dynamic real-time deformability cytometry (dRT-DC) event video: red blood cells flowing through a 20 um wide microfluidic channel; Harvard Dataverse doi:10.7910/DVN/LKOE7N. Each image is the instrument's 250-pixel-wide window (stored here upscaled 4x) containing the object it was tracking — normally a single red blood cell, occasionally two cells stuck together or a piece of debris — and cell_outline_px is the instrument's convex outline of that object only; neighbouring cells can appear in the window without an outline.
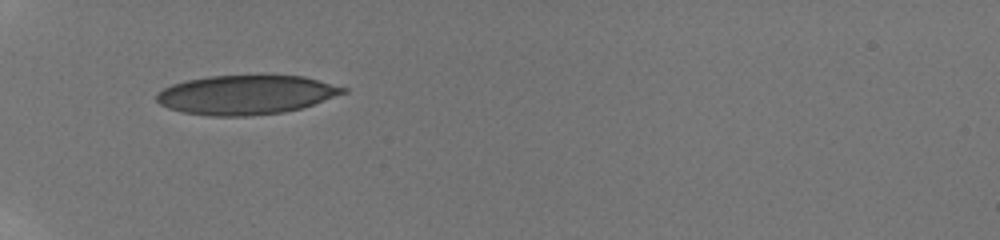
{"species": "human", "species_latin": "Homo sapiens", "temperature_condition": "room temperature", "stored_images_in_passage": 54, "camera_frame_rate_fps": 3000, "um_per_image_px": 0.085, "donor": {"sex": "male"}, "frame": {"image": 1, "passage_image": 1, "time_ms": 0.0, "image_size_px": [1000, 240], "cell_outline_px": [[348, 92], [300, 108], [284, 112], [248, 116], [208, 116], [184, 112], [168, 108], [160, 104], [156, 100], [156, 92], [172, 84], [188, 80], [208, 76], [268, 72], [304, 76], [348, 88]], "centroid_in_image_um": [20.93, 8.01], "position_along_channel_um": 64.1, "area_um2": 43.81}}
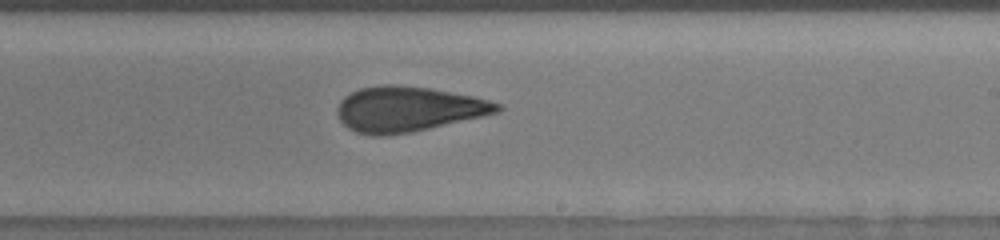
{"frame": {"image": 2, "passage_image": 31, "time_ms": 5.333, "image_size_px": [1000, 240], "cell_outline_px": [[500, 112], [412, 132], [384, 136], [372, 136], [356, 132], [348, 128], [340, 120], [336, 112], [336, 108], [340, 100], [344, 96], [360, 88], [384, 84], [396, 84], [428, 88], [472, 96], [488, 100], [500, 104]], "centroid_in_image_um": [34.63, 9.28], "position_along_channel_um": 254.4, "area_um2": 42.02}}
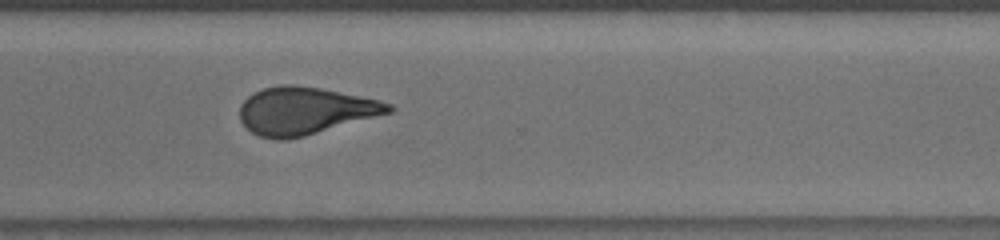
{"frame": {"image": 3, "passage_image": 44, "time_ms": 7.667, "image_size_px": [1000, 240], "cell_outline_px": [[396, 108], [392, 112], [304, 136], [288, 140], [276, 140], [260, 136], [252, 132], [240, 120], [240, 104], [248, 96], [264, 88], [280, 84], [292, 84], [320, 88], [376, 100], [392, 104]], "centroid_in_image_um": [25.89, 9.42], "position_along_channel_um": 344.7, "area_um2": 40.81}, "authors_computed_cell_mechanics": {"area_um2": 41.4426, "velocity_mm_per_s": 3.8837, "shape_relaxation_time_tau1_ms": 8.3375, "shape_relaxation_time_tau2_ms": 1.5958, "deformation_change_tau1": 0.233, "deformation_change_tau2": 0.0944}}